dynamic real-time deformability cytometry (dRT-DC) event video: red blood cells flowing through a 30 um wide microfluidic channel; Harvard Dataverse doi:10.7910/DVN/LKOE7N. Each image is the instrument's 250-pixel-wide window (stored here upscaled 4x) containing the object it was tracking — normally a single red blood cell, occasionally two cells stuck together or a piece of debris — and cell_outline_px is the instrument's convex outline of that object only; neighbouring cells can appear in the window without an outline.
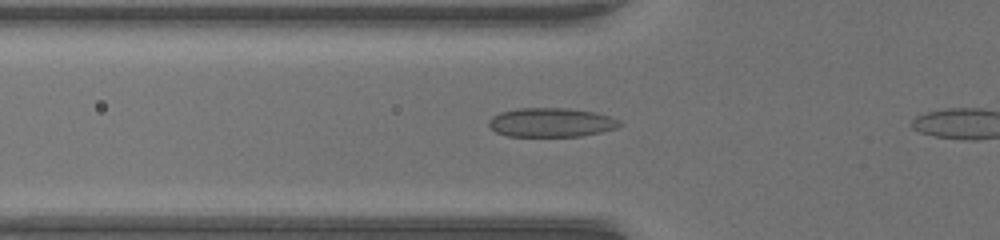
{"species": "common noctule bat (a hibernating species)", "species_latin": "Nyctalus noctula", "temperature_condition": "warm", "stored_images_in_passage": 10, "camera_frame_rate_fps": 3000, "um_per_image_px": 0.085, "animal": {"sex": "female", "body_mass_g": 17.0, "forearm_length_mm": 48.0}, "frame": {"image": 1, "passage_image": 9, "time_ms": 2.667, "image_size_px": [1000, 240], "cell_outline_px": [[624, 124], [616, 128], [600, 132], [580, 136], [508, 136], [496, 132], [488, 124], [488, 120], [492, 116], [500, 112], [516, 108], [564, 108], [592, 112], [608, 116], [620, 120]], "centroid_in_image_um": [46.83, 10.41], "position_along_channel_um": 79.0, "area_um2": 22.08}}